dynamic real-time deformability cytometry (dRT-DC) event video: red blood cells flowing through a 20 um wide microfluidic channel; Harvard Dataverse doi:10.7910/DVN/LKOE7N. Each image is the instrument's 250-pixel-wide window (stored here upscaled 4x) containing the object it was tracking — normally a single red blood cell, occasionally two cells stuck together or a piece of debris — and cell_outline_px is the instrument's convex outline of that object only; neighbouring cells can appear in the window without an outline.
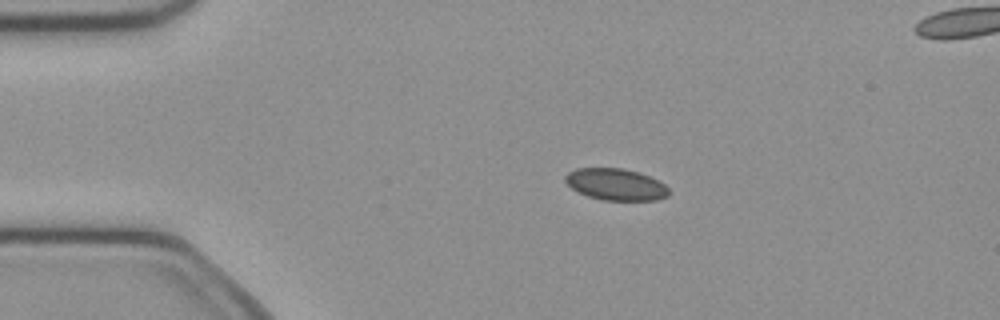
{"species": "common noctule bat (a hibernating species)", "species_latin": "Nyctalus noctula", "temperature_condition": "cold", "stored_images_in_passage": 52, "segment_of_instrument_passage": [1, 2], "camera_frame_rate_fps": 3000, "um_per_image_px": 0.085, "animal": {"sex": "female", "body_mass_g": 21.9}, "frame": {"image": 1, "passage_image": 10, "time_ms": 3.0, "image_size_px": [1000, 320], "cell_outline_px": [[668, 196], [656, 200], [600, 200], [588, 196], [572, 188], [564, 180], [564, 176], [568, 172], [576, 168], [624, 168], [640, 172], [664, 184], [668, 188]], "centroid_in_image_um": [52.32, 15.67], "position_along_channel_um": 32.7, "area_um2": 19.07}}
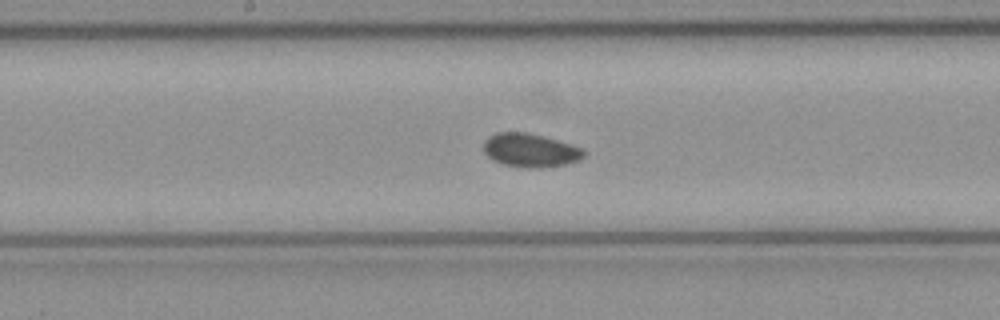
{"frame": {"image": 2, "passage_image": 26, "time_ms": 8.333, "image_size_px": [1000, 320], "cell_outline_px": [[588, 152], [580, 160], [564, 164], [540, 168], [528, 168], [504, 164], [492, 160], [484, 152], [484, 140], [488, 136], [496, 132], [528, 132], [544, 136], [572, 144], [584, 148]], "centroid_in_image_um": [45.1, 12.76], "position_along_channel_um": 203.1, "area_um2": 19.88}}
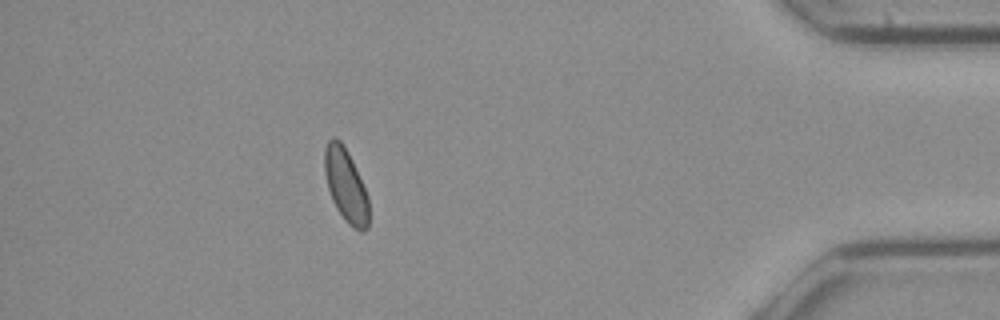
{"frame": {"image": 3, "passage_image": 45, "time_ms": 14.667, "image_size_px": [1000, 320], "cell_outline_px": [[368, 228], [364, 232], [360, 232], [352, 228], [348, 224], [336, 208], [332, 200], [328, 188], [324, 172], [324, 148], [328, 140], [332, 136], [340, 140], [348, 152], [352, 160], [368, 196]], "centroid_in_image_um": [29.38, 15.76], "position_along_channel_um": 405.8, "area_um2": 18.96}}